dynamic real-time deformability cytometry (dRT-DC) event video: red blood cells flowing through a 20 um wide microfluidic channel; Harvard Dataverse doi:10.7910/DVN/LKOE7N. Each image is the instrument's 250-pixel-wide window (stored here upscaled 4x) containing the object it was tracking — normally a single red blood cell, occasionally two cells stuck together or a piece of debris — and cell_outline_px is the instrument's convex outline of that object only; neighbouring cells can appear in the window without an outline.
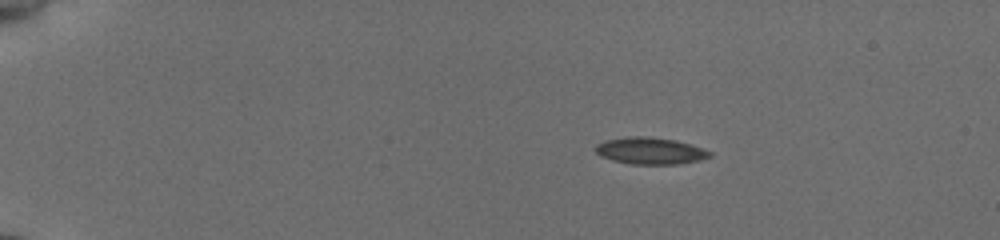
{"species": "common noctule bat (a hibernating species)", "species_latin": "Nyctalus noctula", "temperature_condition": "cold", "stored_images_in_passage": 46, "camera_frame_rate_fps": 3000, "um_per_image_px": 0.085, "animal": {"sex": "female", "body_mass_g": 19.5, "forearm_length_mm": 54.1}, "frame": {"image": 1, "passage_image": 1, "time_ms": 0.0, "image_size_px": [1000, 240], "cell_outline_px": [[712, 156], [696, 160], [676, 164], [632, 164], [612, 160], [600, 156], [596, 152], [596, 144], [604, 140], [628, 136], [648, 136], [676, 140], [712, 152]], "centroid_in_image_um": [55.21, 12.81], "position_along_channel_um": 29.8, "area_um2": 17.69}}
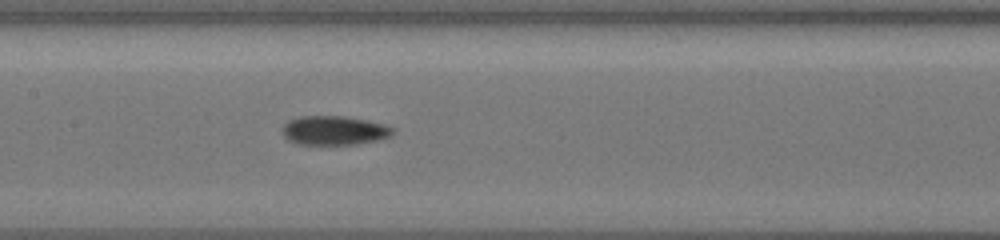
{"frame": {"image": 2, "passage_image": 20, "time_ms": 6.333, "image_size_px": [1000, 240], "cell_outline_px": [[396, 132], [392, 136], [380, 140], [356, 144], [296, 144], [288, 140], [284, 136], [284, 124], [288, 120], [304, 116], [344, 116], [384, 124], [392, 128]], "centroid_in_image_um": [28.44, 11.1], "position_along_channel_um": 179.0, "area_um2": 18.67}}
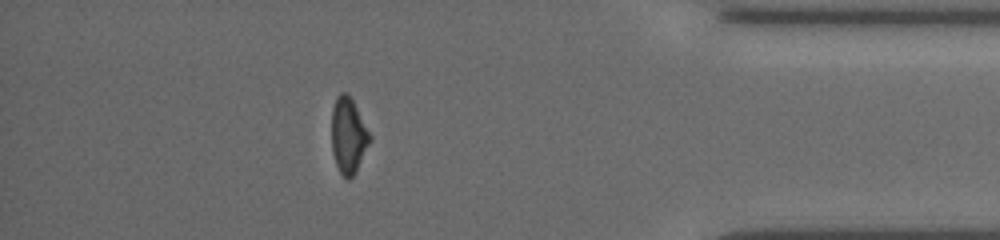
{"frame": {"image": 3, "passage_image": 40, "time_ms": 13.0, "image_size_px": [1000, 240], "cell_outline_px": [[372, 140], [356, 172], [348, 180], [340, 172], [336, 164], [332, 152], [332, 108], [336, 96], [340, 92], [344, 92], [352, 100], [372, 136]], "centroid_in_image_um": [29.62, 11.53], "position_along_channel_um": 405.6, "area_um2": 16.88}, "authors_computed_cell_mechanics": {"area_um2": 17.7735, "velocity_mm_per_s": 3.8369, "shape_relaxation_time_tau1_ms": null, "shape_relaxation_time_tau2_ms": 4.0785, "deformation_change_tau1": null, "deformation_change_tau2": 0.1169}}